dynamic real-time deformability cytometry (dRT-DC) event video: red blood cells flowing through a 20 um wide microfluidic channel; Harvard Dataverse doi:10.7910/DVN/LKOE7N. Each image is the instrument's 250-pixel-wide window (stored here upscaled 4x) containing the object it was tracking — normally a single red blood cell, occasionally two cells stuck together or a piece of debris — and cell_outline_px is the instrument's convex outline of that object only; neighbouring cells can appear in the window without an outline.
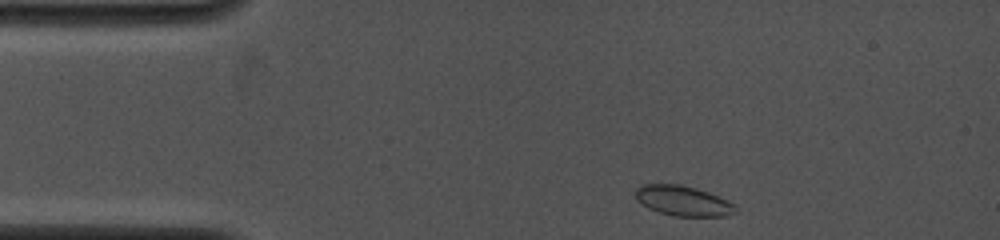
{"species": "common noctule bat (a hibernating species)", "species_latin": "Nyctalus noctula", "temperature_condition": "cold", "stored_images_in_passage": 27, "camera_frame_rate_fps": 4000, "um_per_image_px": 0.085, "animal": {"sex": "female", "body_mass_g": 19.0, "forearm_length_mm": 53.3}, "frame": {"image": 1, "passage_image": 1, "time_ms": 0.0, "image_size_px": [1000, 240], "cell_outline_px": [[740, 212], [728, 216], [672, 216], [648, 208], [636, 200], [636, 188], [640, 184], [680, 184], [696, 188], [708, 192], [728, 200]], "centroid_in_image_um": [58.07, 17.07], "position_along_channel_um": 26.9, "area_um2": 17.69}}
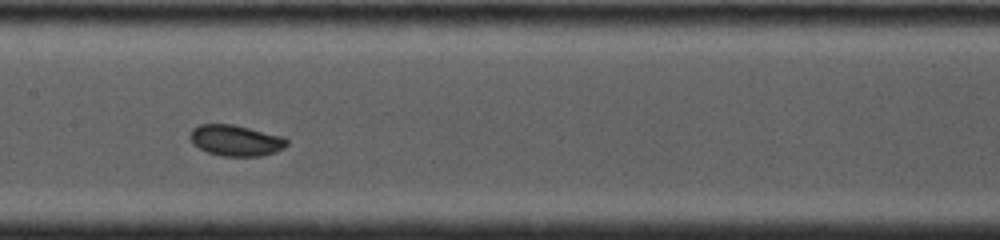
{"frame": {"image": 2, "passage_image": 12, "time_ms": 5.25, "image_size_px": [1000, 240], "cell_outline_px": [[288, 144], [284, 148], [276, 152], [260, 156], [220, 156], [208, 152], [192, 144], [188, 136], [192, 128], [200, 124], [232, 124], [284, 136], [288, 140]], "centroid_in_image_um": [20.03, 11.93], "position_along_channel_um": 187.4, "area_um2": 17.69}}
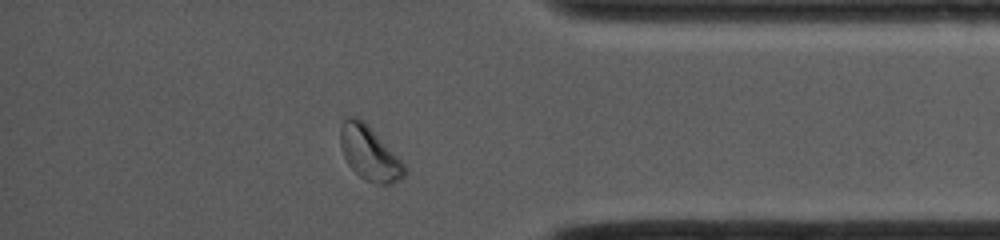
{"frame": {"image": 3, "passage_image": 23, "time_ms": 10.75, "image_size_px": [1000, 240], "cell_outline_px": [[408, 172], [400, 180], [392, 184], [376, 184], [364, 180], [348, 164], [340, 148], [340, 124], [348, 116], [356, 116], [364, 120], [408, 168]], "centroid_in_image_um": [31.4, 13.02], "position_along_channel_um": 403.8, "area_um2": 20.4}, "authors_computed_cell_mechanics": {"area_um2": 17.6868, "velocity_mm_per_s": 4.0745, "shape_relaxation_time_tau1_ms": 4.6846, "shape_relaxation_time_tau2_ms": null, "deformation_change_tau1": 0.0985, "deformation_change_tau2": null}}